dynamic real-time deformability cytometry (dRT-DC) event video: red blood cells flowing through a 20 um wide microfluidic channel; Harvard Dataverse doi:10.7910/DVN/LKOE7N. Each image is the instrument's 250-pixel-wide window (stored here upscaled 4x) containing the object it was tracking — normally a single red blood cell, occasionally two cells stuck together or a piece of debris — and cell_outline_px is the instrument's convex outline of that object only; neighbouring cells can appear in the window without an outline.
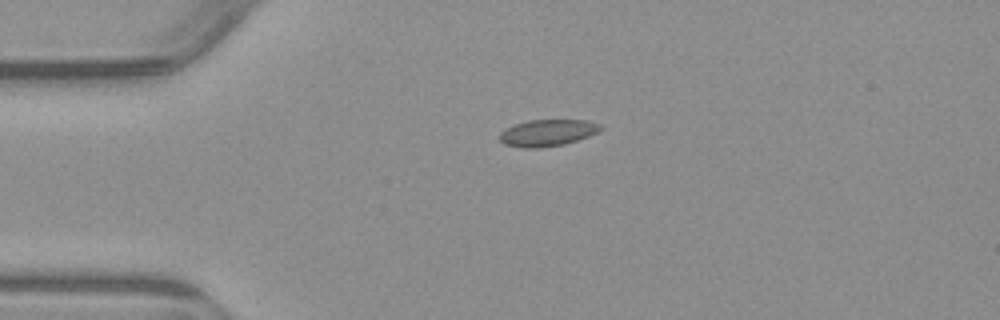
{"species": "common noctule bat (a hibernating species)", "species_latin": "Nyctalus noctula", "temperature_condition": "warm", "stored_images_in_passage": 5, "camera_frame_rate_fps": 3000, "um_per_image_px": 0.085, "animal": {"sex": "male", "body_mass_g": 23.1, "forearm_length_mm": 52.7}, "frame": {"image": 1, "passage_image": 1, "time_ms": 0.0, "image_size_px": [1000, 320], "cell_outline_px": [[604, 128], [588, 136], [564, 144], [540, 148], [520, 148], [504, 144], [500, 140], [500, 132], [516, 124], [528, 120], [588, 120], [600, 124]], "centroid_in_image_um": [46.54, 11.29], "position_along_channel_um": 38.5, "area_um2": 15.61}}
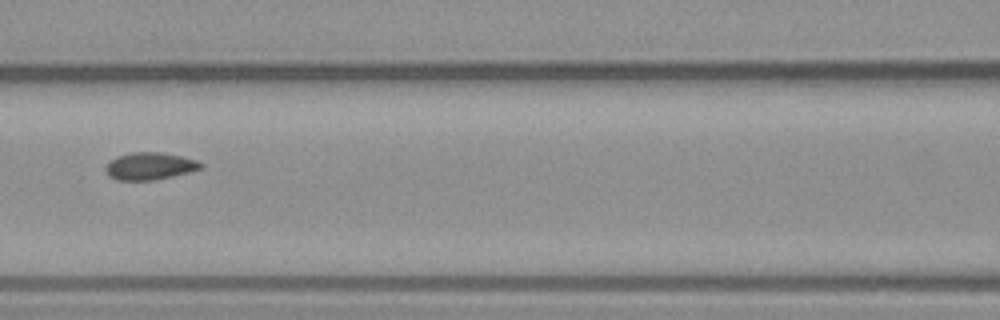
{"frame": {"image": 2, "passage_image": 4, "time_ms": 3.667, "image_size_px": [1000, 320], "cell_outline_px": [[204, 168], [172, 176], [152, 180], [116, 180], [108, 176], [104, 168], [116, 156], [132, 152], [160, 152], [180, 156], [196, 160], [204, 164]], "centroid_in_image_um": [12.73, 14.12], "position_along_channel_um": 153.9, "area_um2": 15.09}}
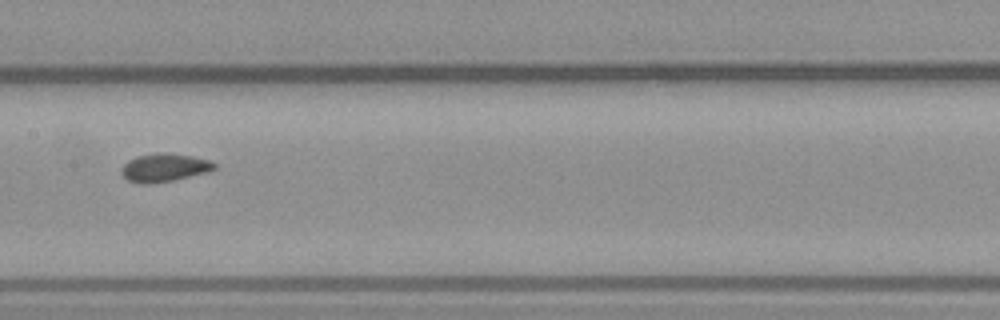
{"frame": {"image": 3, "passage_image": 5, "time_ms": 4.667, "image_size_px": [1000, 320], "cell_outline_px": [[216, 168], [208, 172], [176, 180], [152, 184], [140, 184], [128, 180], [120, 172], [120, 168], [128, 160], [136, 156], [156, 152], [172, 152], [192, 156], [208, 160], [216, 164]], "centroid_in_image_um": [13.95, 14.24], "position_along_channel_um": 193.4, "area_um2": 15.66}}